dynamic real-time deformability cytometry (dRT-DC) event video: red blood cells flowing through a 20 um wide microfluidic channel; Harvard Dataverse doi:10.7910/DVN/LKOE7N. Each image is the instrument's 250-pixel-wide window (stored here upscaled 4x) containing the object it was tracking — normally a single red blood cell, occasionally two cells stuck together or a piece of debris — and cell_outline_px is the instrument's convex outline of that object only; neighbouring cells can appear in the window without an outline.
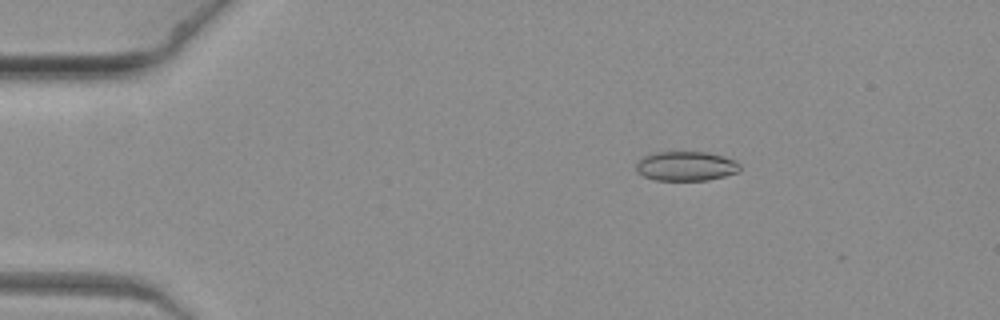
{"species": "common noctule bat (a hibernating species)", "species_latin": "Nyctalus noctula", "temperature_condition": "warm", "stored_images_in_passage": 6, "camera_frame_rate_fps": 3000, "um_per_image_px": 0.085, "animal": {"sex": "female", "body_mass_g": 19.3, "forearm_length_mm": 54.1}, "frame": {"image": 1, "passage_image": 3, "time_ms": 0.667, "image_size_px": [1000, 320], "cell_outline_px": [[740, 172], [708, 180], [656, 180], [644, 176], [636, 172], [636, 164], [644, 156], [656, 152], [708, 152], [724, 156], [736, 160], [740, 164]], "centroid_in_image_um": [58.34, 14.12], "position_along_channel_um": 26.7, "area_um2": 17.92}}